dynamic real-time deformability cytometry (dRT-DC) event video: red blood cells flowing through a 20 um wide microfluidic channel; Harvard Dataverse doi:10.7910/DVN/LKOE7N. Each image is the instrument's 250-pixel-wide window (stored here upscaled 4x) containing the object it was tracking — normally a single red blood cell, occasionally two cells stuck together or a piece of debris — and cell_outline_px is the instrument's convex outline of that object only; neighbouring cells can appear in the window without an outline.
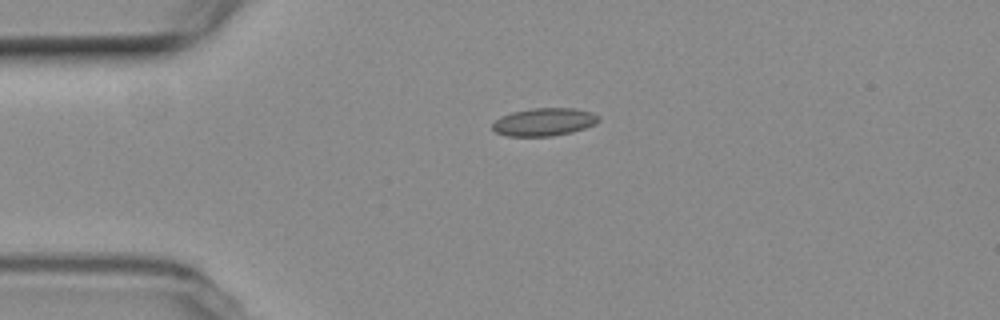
{"species": "common noctule bat (a hibernating species)", "species_latin": "Nyctalus noctula", "temperature_condition": "room temperature", "stored_images_in_passage": 3, "camera_frame_rate_fps": 3000, "um_per_image_px": 0.085, "animal": {"sex": "female", "body_mass_g": 19.3, "forearm_length_mm": 54.1}, "frame": {"image": 1, "passage_image": 2, "time_ms": 1.333, "image_size_px": [1000, 320], "cell_outline_px": [[600, 120], [596, 124], [572, 132], [552, 136], [508, 136], [496, 132], [492, 128], [492, 124], [500, 116], [512, 112], [532, 108], [576, 108], [592, 112], [600, 116]], "centroid_in_image_um": [46.27, 10.36], "position_along_channel_um": 38.7, "area_um2": 17.34}}